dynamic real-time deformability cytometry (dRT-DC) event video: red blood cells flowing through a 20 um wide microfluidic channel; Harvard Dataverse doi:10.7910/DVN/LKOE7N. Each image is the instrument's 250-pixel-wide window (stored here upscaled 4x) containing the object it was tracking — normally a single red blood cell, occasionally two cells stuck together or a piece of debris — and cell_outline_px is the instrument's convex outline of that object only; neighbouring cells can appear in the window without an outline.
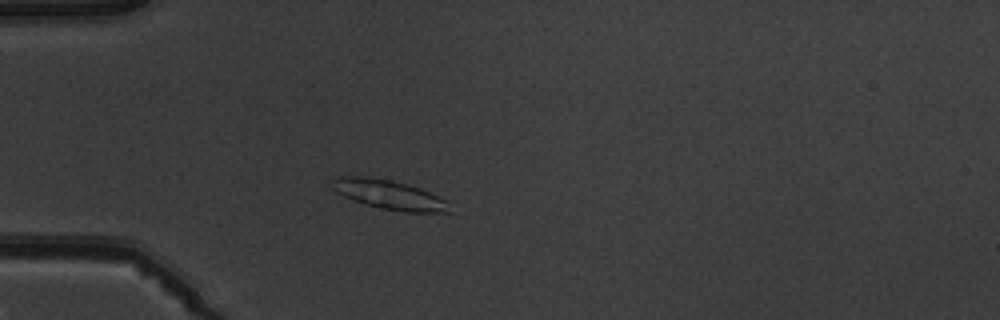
{"species": "common noctule bat (a hibernating species)", "species_latin": "Nyctalus noctula", "temperature_condition": "warm", "stored_images_in_passage": 4, "camera_frame_rate_fps": 3000, "um_per_image_px": 0.085, "animal": {"sex": "male", "body_mass_g": 19.5, "forearm_length_mm": 54.6}, "frame": {"image": 1, "passage_image": 3, "time_ms": 2.333, "image_size_px": [1000, 320], "cell_outline_px": [[452, 212], [404, 212], [380, 208], [352, 200], [336, 192], [332, 188], [332, 180], [336, 176], [368, 176], [392, 180], [420, 188], [444, 200]], "centroid_in_image_um": [33.01, 16.53], "position_along_channel_um": 52.0, "area_um2": 19.88}}